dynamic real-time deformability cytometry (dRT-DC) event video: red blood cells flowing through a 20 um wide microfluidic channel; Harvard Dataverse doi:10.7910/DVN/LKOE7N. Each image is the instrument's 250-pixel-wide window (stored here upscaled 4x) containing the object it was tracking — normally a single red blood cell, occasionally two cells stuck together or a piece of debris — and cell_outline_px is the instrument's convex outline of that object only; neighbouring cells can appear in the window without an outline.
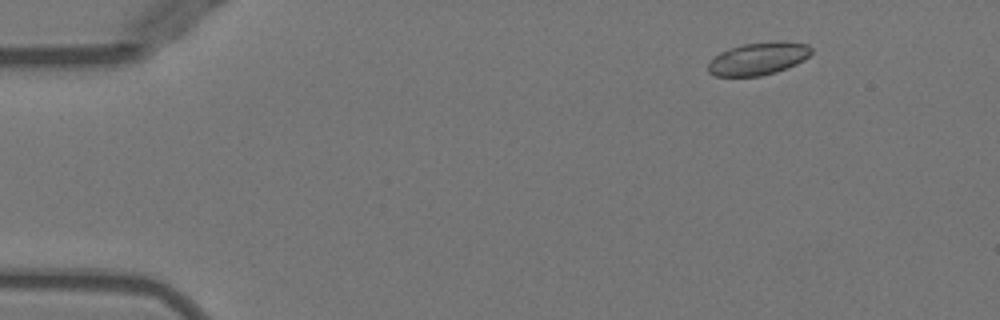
{"species": "Egyptian fruit bat (a non-hibernating species)", "species_latin": "Rousettus aegyptiacus", "temperature_condition": "warm", "stored_images_in_passage": 11, "camera_frame_rate_fps": 3000, "um_per_image_px": 0.085, "animal": {"sex": "female"}, "frame": {"image": 1, "passage_image": 1, "time_ms": 0.0, "image_size_px": [1000, 320], "cell_outline_px": [[812, 52], [804, 60], [796, 64], [776, 72], [760, 76], [716, 76], [708, 72], [708, 64], [720, 52], [744, 44], [776, 40], [780, 40], [808, 44], [812, 48]], "centroid_in_image_um": [64.49, 4.97], "position_along_channel_um": 20.5, "area_um2": 19.59}}
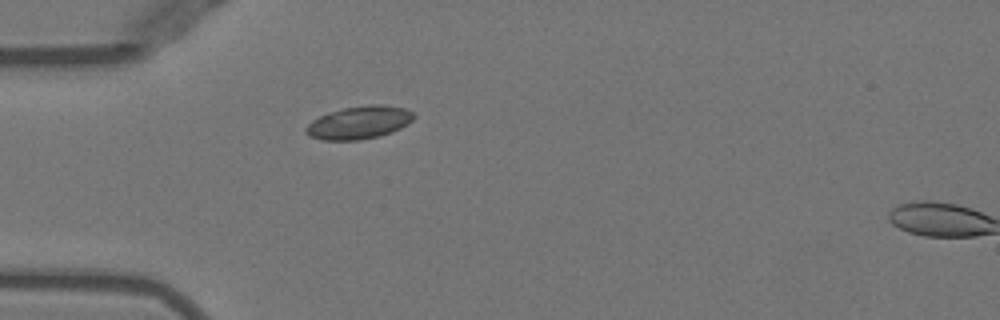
{"frame": {"image": 2, "passage_image": 10, "time_ms": 3.0, "image_size_px": [1000, 320], "cell_outline_px": [[416, 116], [408, 124], [392, 132], [380, 136], [360, 140], [320, 140], [308, 136], [304, 132], [304, 128], [312, 120], [328, 112], [344, 108], [368, 104], [380, 104], [404, 108], [412, 112]], "centroid_in_image_um": [30.5, 10.42], "position_along_channel_um": 54.5, "area_um2": 20.87}}